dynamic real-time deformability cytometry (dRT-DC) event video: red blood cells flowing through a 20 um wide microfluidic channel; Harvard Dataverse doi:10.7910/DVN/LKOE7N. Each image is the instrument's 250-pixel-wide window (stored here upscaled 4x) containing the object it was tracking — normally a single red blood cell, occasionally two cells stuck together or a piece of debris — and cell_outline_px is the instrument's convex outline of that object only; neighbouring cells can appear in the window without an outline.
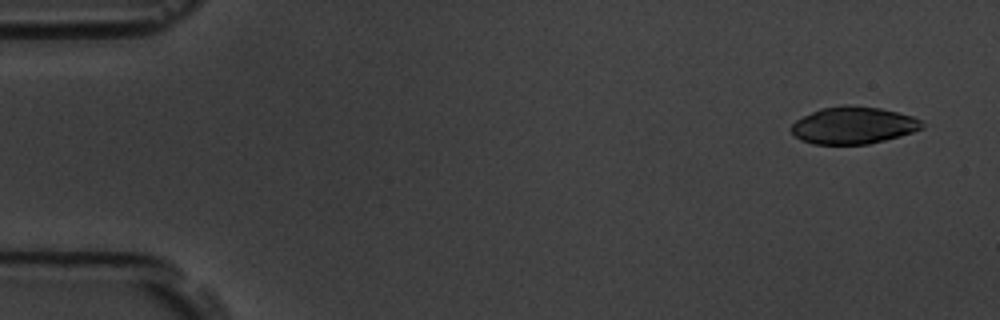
{"species": "common noctule bat (a hibernating species)", "species_latin": "Nyctalus noctula", "temperature_condition": "room temperature", "stored_images_in_passage": 7, "camera_frame_rate_fps": 3000, "um_per_image_px": 0.085, "animal": {"sex": "male", "body_mass_g": 19.5, "forearm_length_mm": 54.6}, "frame": {"image": 1, "passage_image": 1, "time_ms": 0.0, "image_size_px": [1000, 320], "cell_outline_px": [[924, 128], [900, 136], [868, 144], [812, 144], [800, 140], [792, 132], [792, 124], [796, 120], [820, 108], [844, 104], [880, 108], [912, 116], [920, 120], [924, 124]], "centroid_in_image_um": [72.53, 10.65], "position_along_channel_um": 12.5, "area_um2": 28.21}}